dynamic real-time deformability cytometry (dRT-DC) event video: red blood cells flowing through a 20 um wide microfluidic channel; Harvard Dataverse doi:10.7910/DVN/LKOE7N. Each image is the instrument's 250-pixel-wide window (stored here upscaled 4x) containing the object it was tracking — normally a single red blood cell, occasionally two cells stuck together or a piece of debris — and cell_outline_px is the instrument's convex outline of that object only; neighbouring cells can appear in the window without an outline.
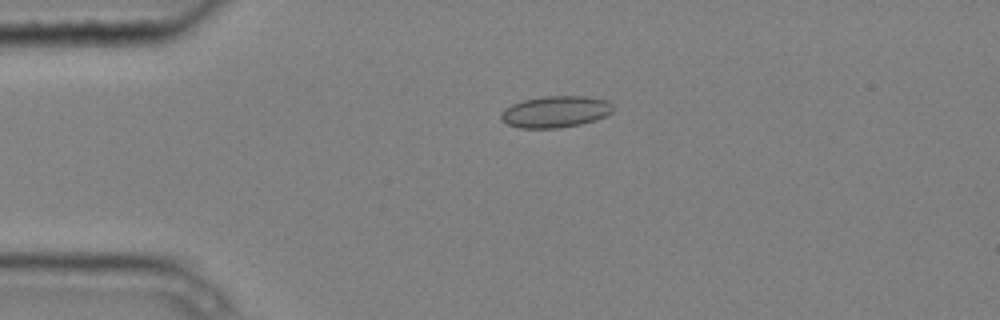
{"species": "common noctule bat (a hibernating species)", "species_latin": "Nyctalus noctula", "temperature_condition": "cold", "stored_images_in_passage": 4, "camera_frame_rate_fps": 3000, "um_per_image_px": 0.085, "animal": {"sex": "male", "body_mass_g": 20.4}, "frame": {"image": 1, "passage_image": 3, "time_ms": 0.667, "image_size_px": [1000, 320], "cell_outline_px": [[612, 112], [596, 120], [580, 124], [560, 128], [520, 128], [508, 124], [500, 116], [504, 108], [512, 104], [524, 100], [544, 96], [584, 96], [608, 100], [612, 104]], "centroid_in_image_um": [47.23, 9.49], "position_along_channel_um": 37.8, "area_um2": 20.52}}